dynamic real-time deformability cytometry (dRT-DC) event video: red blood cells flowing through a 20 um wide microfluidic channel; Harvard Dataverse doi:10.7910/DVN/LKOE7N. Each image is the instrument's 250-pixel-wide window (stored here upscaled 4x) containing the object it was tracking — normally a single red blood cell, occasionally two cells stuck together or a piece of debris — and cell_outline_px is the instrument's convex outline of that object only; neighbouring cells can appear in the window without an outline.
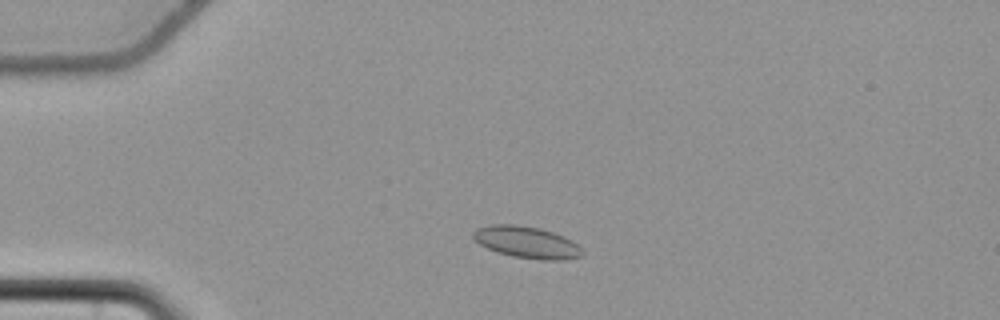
{"species": "common noctule bat (a hibernating species)", "species_latin": "Nyctalus noctula", "temperature_condition": "cold", "stored_images_in_passage": 51, "camera_frame_rate_fps": 3000, "um_per_image_px": 0.085, "animal": {"sex": "female", "body_mass_g": 22.7, "forearm_length_mm": 54.2}, "frame": {"image": 1, "passage_image": 8, "time_ms": 2.333, "image_size_px": [1000, 320], "cell_outline_px": [[584, 252], [580, 256], [564, 260], [544, 260], [512, 256], [496, 252], [480, 244], [472, 236], [472, 232], [476, 228], [488, 224], [516, 224], [540, 228], [564, 236], [572, 240]], "centroid_in_image_um": [44.75, 20.58], "position_along_channel_um": 40.3, "area_um2": 20.23}}
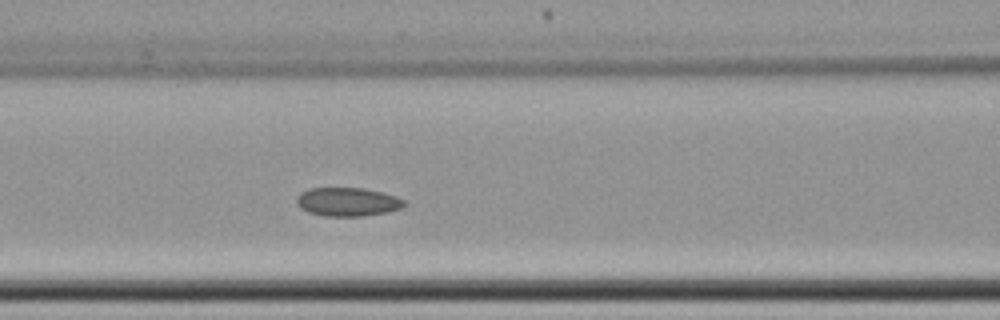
{"frame": {"image": 2, "passage_image": 19, "time_ms": 6.0, "image_size_px": [1000, 320], "cell_outline_px": [[408, 204], [400, 208], [384, 212], [360, 216], [324, 216], [308, 212], [300, 208], [296, 204], [296, 196], [300, 192], [308, 188], [364, 188], [384, 192], [396, 196], [404, 200]], "centroid_in_image_um": [29.51, 17.14], "position_along_channel_um": 137.1, "area_um2": 18.09}}
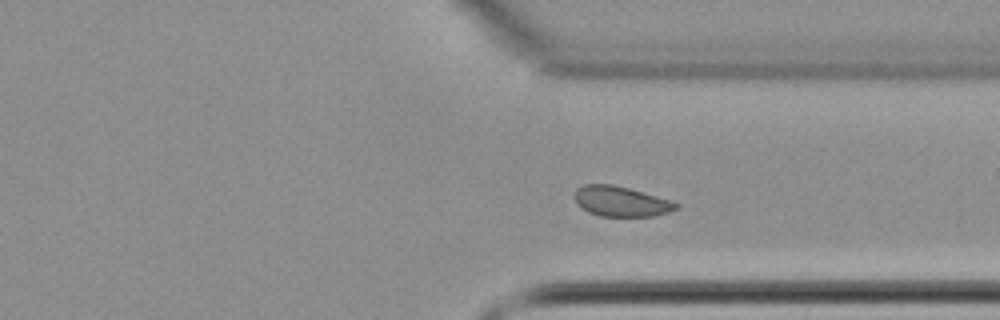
{"frame": {"image": 3, "passage_image": 37, "time_ms": 12.0, "image_size_px": [1000, 320], "cell_outline_px": [[680, 204], [676, 208], [668, 212], [652, 216], [600, 216], [588, 212], [580, 208], [576, 204], [576, 188], [584, 184], [612, 184], [628, 188], [672, 200]], "centroid_in_image_um": [52.76, 17.12], "position_along_channel_um": 358.6, "area_um2": 17.8}, "authors_computed_cell_mechanics": {"area_um2": 18.6694, "velocity_mm_per_s": 3.6767, "shape_relaxation_time_tau1_ms": null, "shape_relaxation_time_tau2_ms": 4.5803, "deformation_change_tau1": null, "deformation_change_tau2": 0.0715}}